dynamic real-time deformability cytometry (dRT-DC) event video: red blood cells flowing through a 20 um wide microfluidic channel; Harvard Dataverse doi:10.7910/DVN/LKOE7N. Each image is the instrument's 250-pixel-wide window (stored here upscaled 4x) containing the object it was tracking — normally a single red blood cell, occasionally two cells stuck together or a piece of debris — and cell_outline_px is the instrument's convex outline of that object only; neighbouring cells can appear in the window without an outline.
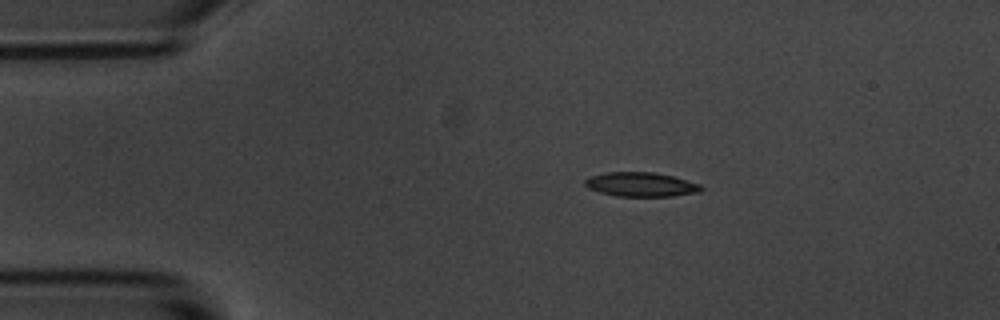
{"species": "common noctule bat (a hibernating species)", "species_latin": "Nyctalus noctula", "temperature_condition": "room temperature", "stored_images_in_passage": 3, "camera_frame_rate_fps": 3000, "um_per_image_px": 0.085, "animal": {"sex": "male", "body_mass_g": 20.1, "forearm_length_mm": 53.5}, "frame": {"image": 1, "passage_image": 1, "time_ms": 0.0, "image_size_px": [1000, 320], "cell_outline_px": [[704, 188], [700, 192], [672, 196], [616, 196], [600, 192], [588, 188], [584, 184], [584, 180], [592, 176], [608, 172], [656, 172], [672, 176], [700, 184]], "centroid_in_image_um": [54.5, 15.68], "position_along_channel_um": 30.5, "area_um2": 16.36}}